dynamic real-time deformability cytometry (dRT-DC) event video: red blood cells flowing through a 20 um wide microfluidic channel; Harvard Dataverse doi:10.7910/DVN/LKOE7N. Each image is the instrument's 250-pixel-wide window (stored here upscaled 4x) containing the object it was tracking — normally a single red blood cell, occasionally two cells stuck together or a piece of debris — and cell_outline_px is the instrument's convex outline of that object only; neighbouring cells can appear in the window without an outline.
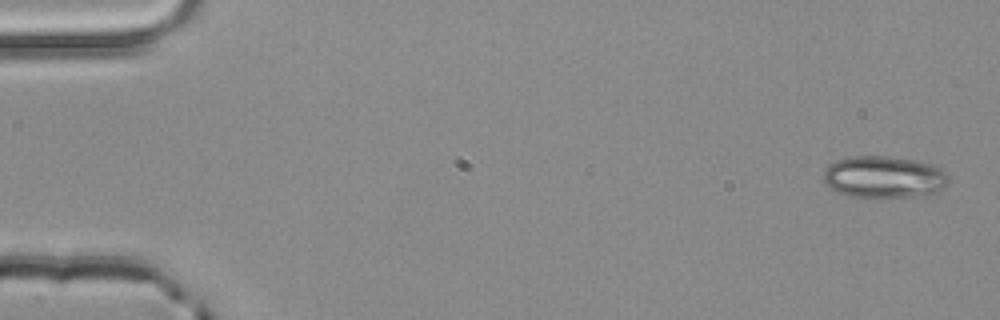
{"species": "common noctule bat (a hibernating species)", "species_latin": "Nyctalus noctula", "temperature_condition": "room temperature", "stored_images_in_passage": 5, "camera_frame_rate_fps": 3000, "um_per_image_px": 0.085, "animal": {"sex": "male", "body_mass_g": 20.4}, "frame": {"image": 1, "passage_image": 1, "time_ms": 0.0, "image_size_px": [1000, 320], "cell_outline_px": [[948, 184], [936, 196], [852, 196], [836, 192], [820, 176], [824, 168], [828, 164], [836, 160], [852, 156], [888, 156], [916, 160], [932, 164], [940, 168], [948, 176]], "centroid_in_image_um": [75.16, 15.04], "position_along_channel_um": 9.8, "area_um2": 30.92}}
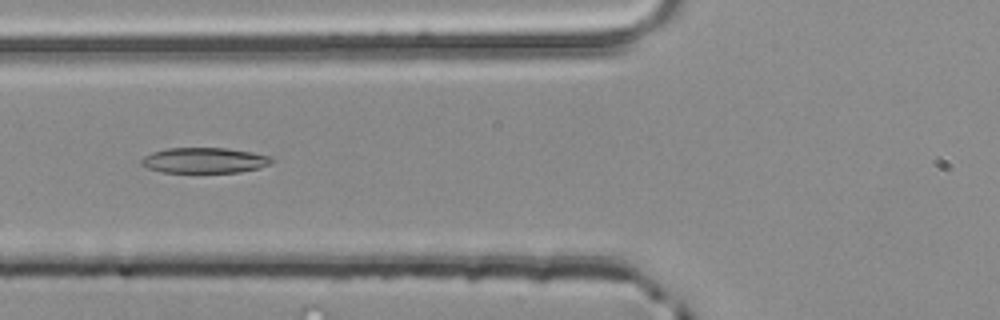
{"frame": {"image": 2, "passage_image": 5, "time_ms": 1.333, "image_size_px": [1000, 320], "cell_outline_px": [[272, 160], [268, 164], [256, 168], [240, 172], [164, 172], [148, 168], [140, 164], [140, 160], [144, 156], [152, 152], [168, 148], [228, 148], [252, 152], [268, 156]], "centroid_in_image_um": [17.31, 13.62], "position_along_channel_um": 108.5, "area_um2": 19.07}}